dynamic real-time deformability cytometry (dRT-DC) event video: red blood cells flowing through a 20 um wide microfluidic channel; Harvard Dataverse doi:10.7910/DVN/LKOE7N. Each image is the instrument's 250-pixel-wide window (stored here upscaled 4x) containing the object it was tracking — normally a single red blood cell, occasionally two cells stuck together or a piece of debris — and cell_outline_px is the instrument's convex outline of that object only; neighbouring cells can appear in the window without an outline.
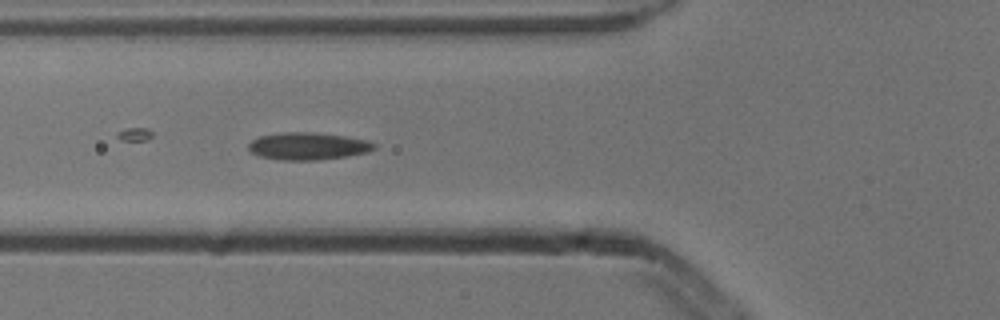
{"species": "common noctule bat (a hibernating species)", "species_latin": "Nyctalus noctula", "temperature_condition": "cold", "stored_images_in_passage": 2, "camera_frame_rate_fps": 3000, "um_per_image_px": 0.085, "animal": {"sex": "male", "body_mass_g": 13.3}, "frame": {"image": 1, "passage_image": 2, "time_ms": 0.333, "image_size_px": [1000, 320], "cell_outline_px": [[376, 148], [368, 152], [348, 156], [316, 160], [280, 160], [260, 156], [252, 152], [248, 148], [248, 144], [252, 140], [260, 136], [284, 132], [312, 132], [344, 136], [364, 140], [376, 144]], "centroid_in_image_um": [26.17, 12.42], "position_along_channel_um": 99.6, "area_um2": 19.88}}